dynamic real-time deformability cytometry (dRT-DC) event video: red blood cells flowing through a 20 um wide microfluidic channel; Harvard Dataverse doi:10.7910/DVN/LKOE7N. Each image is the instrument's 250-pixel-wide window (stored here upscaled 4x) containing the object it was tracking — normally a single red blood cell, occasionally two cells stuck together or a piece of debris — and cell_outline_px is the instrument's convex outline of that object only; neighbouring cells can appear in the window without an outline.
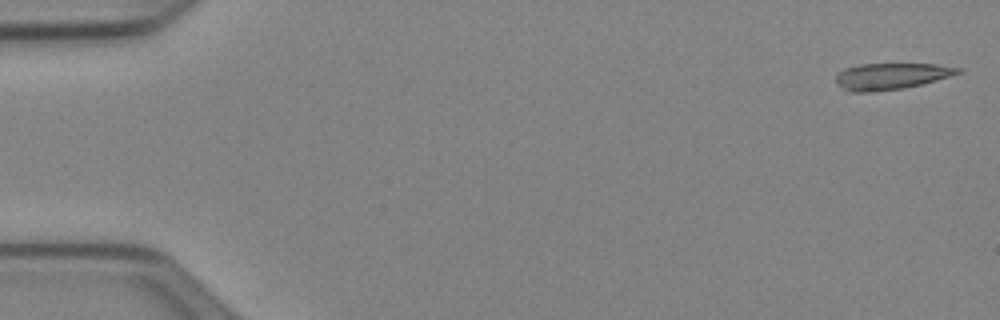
{"species": "Egyptian fruit bat (a non-hibernating species)", "species_latin": "Rousettus aegyptiacus", "temperature_condition": "cold", "stored_images_in_passage": 18, "camera_frame_rate_fps": 3000, "um_per_image_px": 0.085, "animal": {"sex": "female"}, "frame": {"image": 1, "passage_image": 1, "time_ms": 0.0, "image_size_px": [1000, 320], "cell_outline_px": [[964, 72], [936, 80], [904, 88], [868, 92], [844, 92], [836, 84], [836, 76], [844, 68], [860, 64], [936, 64], [964, 68]], "centroid_in_image_um": [75.73, 6.48], "position_along_channel_um": 9.3, "area_um2": 18.96}}
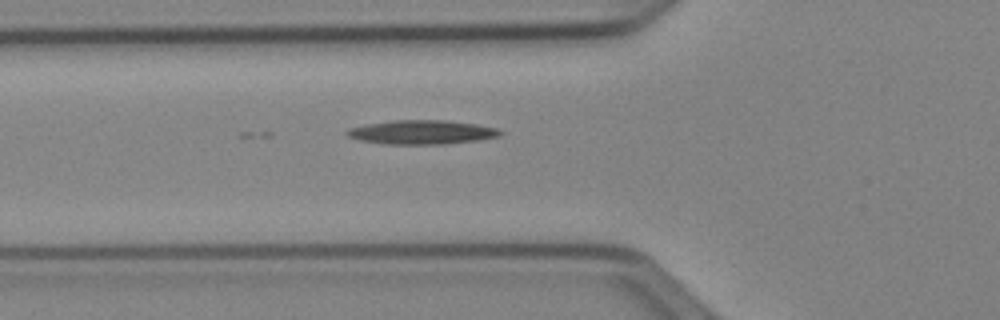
{"frame": {"image": 2, "passage_image": 18, "time_ms": 5.667, "image_size_px": [1000, 320], "cell_outline_px": [[504, 132], [500, 136], [476, 140], [440, 144], [384, 144], [360, 140], [348, 136], [344, 132], [348, 128], [368, 124], [392, 120], [444, 120], [476, 124], [496, 128]], "centroid_in_image_um": [35.83, 11.23], "position_along_channel_um": 90.0, "area_um2": 21.33}}